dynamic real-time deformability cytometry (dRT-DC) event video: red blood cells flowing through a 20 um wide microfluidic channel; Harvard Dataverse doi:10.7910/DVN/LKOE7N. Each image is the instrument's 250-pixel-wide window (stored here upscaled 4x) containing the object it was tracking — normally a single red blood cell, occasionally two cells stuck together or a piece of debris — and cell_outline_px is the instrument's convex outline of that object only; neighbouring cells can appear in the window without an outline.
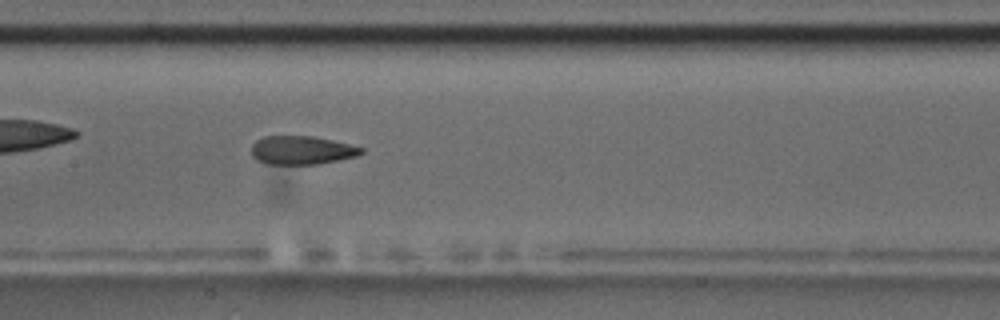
{"species": "common noctule bat (a hibernating species)", "species_latin": "Nyctalus noctula", "temperature_condition": "room temperature", "stored_images_in_passage": 9, "camera_frame_rate_fps": 3000, "um_per_image_px": 0.085, "animal": {"sex": "male", "body_mass_g": 17.5, "forearm_length_mm": 52.3}, "frame": {"image": 1, "passage_image": 9, "time_ms": 10.0, "image_size_px": [1000, 320], "cell_outline_px": [[364, 152], [356, 156], [316, 164], [268, 164], [256, 160], [252, 156], [252, 144], [256, 140], [264, 136], [312, 136], [332, 140], [364, 148]], "centroid_in_image_um": [25.61, 12.76], "position_along_channel_um": 181.8, "area_um2": 18.15}}